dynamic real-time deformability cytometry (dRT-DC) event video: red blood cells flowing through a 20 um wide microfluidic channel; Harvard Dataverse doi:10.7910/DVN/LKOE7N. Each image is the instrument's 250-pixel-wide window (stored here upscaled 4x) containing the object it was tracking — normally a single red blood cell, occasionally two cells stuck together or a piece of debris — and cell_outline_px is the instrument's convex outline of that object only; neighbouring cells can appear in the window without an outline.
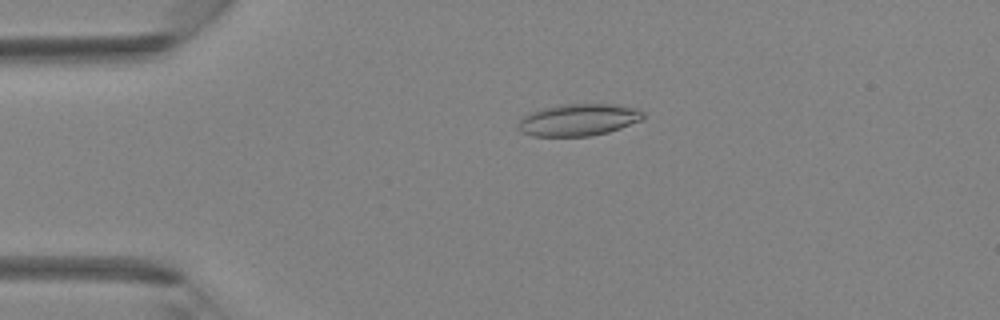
{"species": "Egyptian fruit bat (a non-hibernating species)", "species_latin": "Rousettus aegyptiacus", "temperature_condition": "room temperature", "stored_images_in_passage": 41, "camera_frame_rate_fps": 3000, "um_per_image_px": 0.085, "animal": {"sex": "female"}, "frame": {"image": 1, "passage_image": 9, "time_ms": 2.667, "image_size_px": [1000, 320], "cell_outline_px": [[644, 120], [608, 132], [592, 136], [532, 136], [520, 132], [516, 124], [524, 116], [532, 112], [544, 108], [564, 104], [616, 104], [636, 108], [644, 112]], "centroid_in_image_um": [49.2, 10.19], "position_along_channel_um": 35.8, "area_um2": 23.41}}
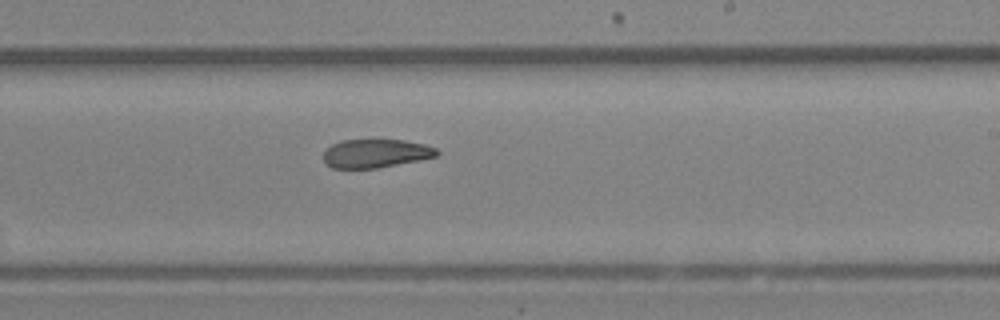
{"frame": {"image": 2, "passage_image": 25, "time_ms": 8.0, "image_size_px": [1000, 320], "cell_outline_px": [[440, 152], [436, 156], [420, 160], [376, 168], [332, 168], [324, 160], [324, 152], [332, 144], [340, 140], [404, 140], [424, 144], [436, 148]], "centroid_in_image_um": [31.95, 13.03], "position_along_channel_um": 257.0, "area_um2": 18.73}}
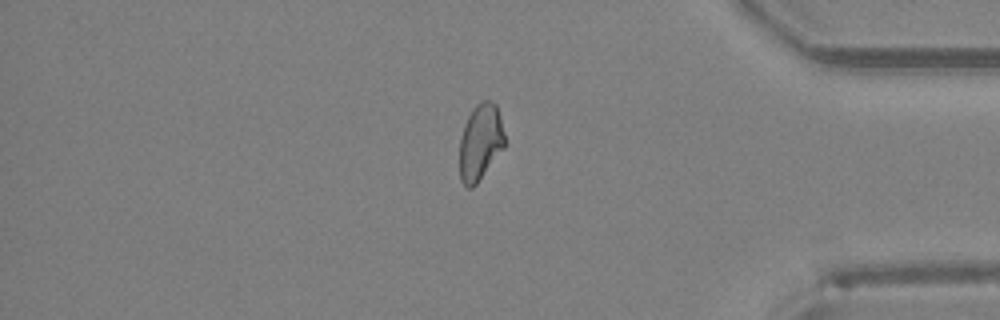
{"frame": {"image": 3, "passage_image": 35, "time_ms": 11.333, "image_size_px": [1000, 320], "cell_outline_px": [[504, 148], [476, 184], [472, 188], [468, 188], [460, 180], [460, 140], [464, 124], [472, 108], [480, 100], [488, 100], [496, 104], [500, 116], [504, 132]], "centroid_in_image_um": [40.83, 12.06], "position_along_channel_um": 394.4, "area_um2": 20.06}}